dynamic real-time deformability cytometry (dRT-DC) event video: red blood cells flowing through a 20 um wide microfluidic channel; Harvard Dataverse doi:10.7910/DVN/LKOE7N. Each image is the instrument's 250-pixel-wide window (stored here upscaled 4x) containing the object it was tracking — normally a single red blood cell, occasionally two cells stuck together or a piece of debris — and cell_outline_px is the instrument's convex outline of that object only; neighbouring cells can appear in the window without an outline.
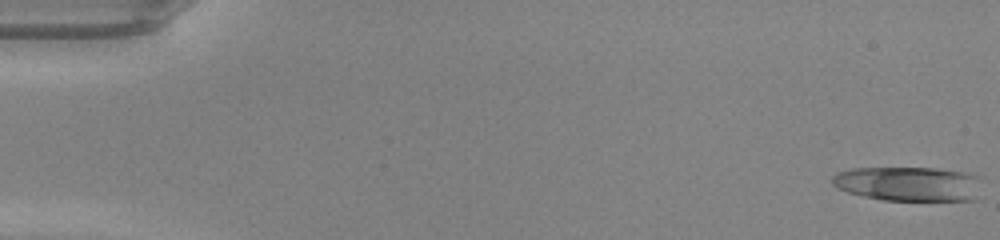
{"species": "common noctule bat (a hibernating species)", "species_latin": "Nyctalus noctula", "temperature_condition": "warm", "stored_images_in_passage": 49, "camera_frame_rate_fps": 3000, "um_per_image_px": 0.085, "animal": {"sex": "male", "body_mass_g": 20.0, "forearm_length_mm": 53.3}, "frame": {"image": 1, "passage_image": 1, "time_ms": 0.0, "image_size_px": [1000, 240], "cell_outline_px": [[976, 200], [884, 200], [864, 196], [848, 192], [836, 188], [832, 184], [832, 176], [836, 172], [852, 168], [936, 168], [964, 172], [976, 176]], "centroid_in_image_um": [77.12, 15.62], "position_along_channel_um": 7.9, "area_um2": 29.71}}
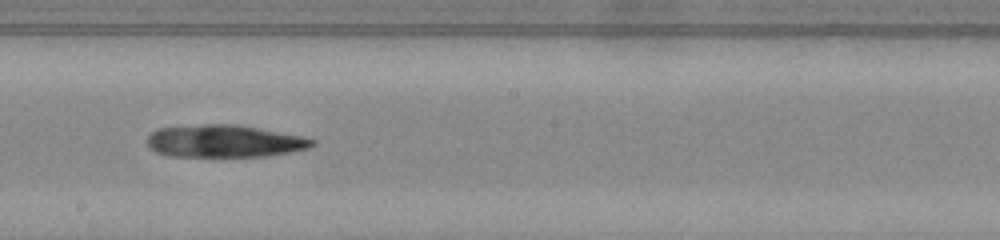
{"frame": {"image": 2, "passage_image": 28, "time_ms": 9.0, "image_size_px": [1000, 240], "cell_outline_px": [[316, 144], [308, 148], [268, 156], [168, 156], [156, 152], [148, 148], [148, 136], [156, 128], [204, 124], [232, 124], [256, 128], [300, 136], [316, 140]], "centroid_in_image_um": [19.02, 12.0], "position_along_channel_um": 229.2, "area_um2": 30.92}}
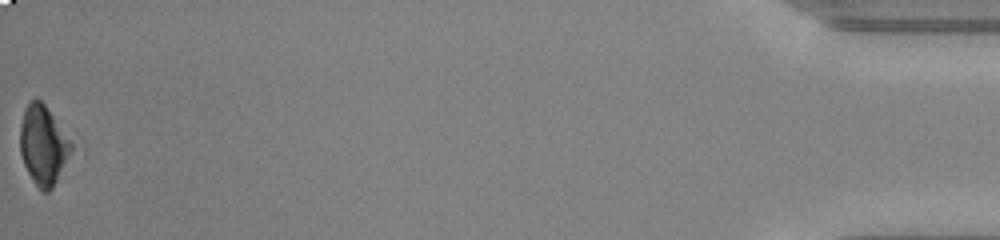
{"frame": {"image": 3, "passage_image": 49, "time_ms": 16.0, "image_size_px": [1000, 240], "cell_outline_px": [[76, 148], [52, 188], [48, 192], [44, 192], [32, 180], [24, 164], [20, 152], [20, 124], [24, 108], [28, 100], [36, 96], [44, 104], [76, 144]], "centroid_in_image_um": [3.72, 12.29], "position_along_channel_um": 431.5, "area_um2": 24.33}}